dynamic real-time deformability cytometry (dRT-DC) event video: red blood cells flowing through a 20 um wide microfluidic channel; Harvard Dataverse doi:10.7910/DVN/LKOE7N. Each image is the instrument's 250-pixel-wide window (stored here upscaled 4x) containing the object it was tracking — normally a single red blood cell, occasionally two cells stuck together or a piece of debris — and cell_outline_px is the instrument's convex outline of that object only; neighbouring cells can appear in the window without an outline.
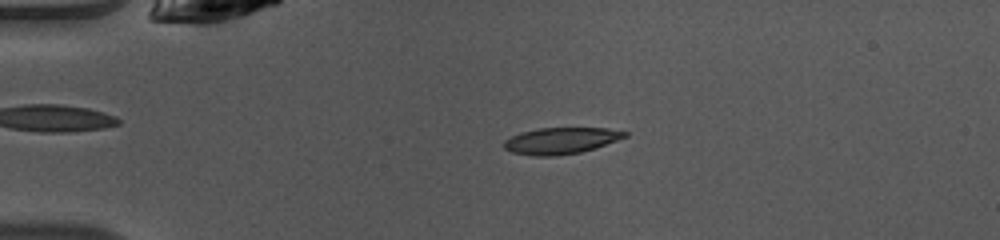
{"species": "common noctule bat (a hibernating species)", "species_latin": "Nyctalus noctula", "temperature_condition": "warm", "stored_images_in_passage": 7, "camera_frame_rate_fps": 3000, "um_per_image_px": 0.085, "animal": {"sex": "female", "body_mass_g": 10.0, "forearm_length_mm": 53.1}, "frame": {"image": 1, "passage_image": 1, "time_ms": 0.0, "image_size_px": [1000, 240], "cell_outline_px": [[628, 136], [580, 152], [556, 156], [532, 156], [512, 152], [504, 148], [504, 140], [520, 132], [540, 128], [608, 128], [628, 132]], "centroid_in_image_um": [47.64, 11.95], "position_along_channel_um": 37.4, "area_um2": 18.44}}